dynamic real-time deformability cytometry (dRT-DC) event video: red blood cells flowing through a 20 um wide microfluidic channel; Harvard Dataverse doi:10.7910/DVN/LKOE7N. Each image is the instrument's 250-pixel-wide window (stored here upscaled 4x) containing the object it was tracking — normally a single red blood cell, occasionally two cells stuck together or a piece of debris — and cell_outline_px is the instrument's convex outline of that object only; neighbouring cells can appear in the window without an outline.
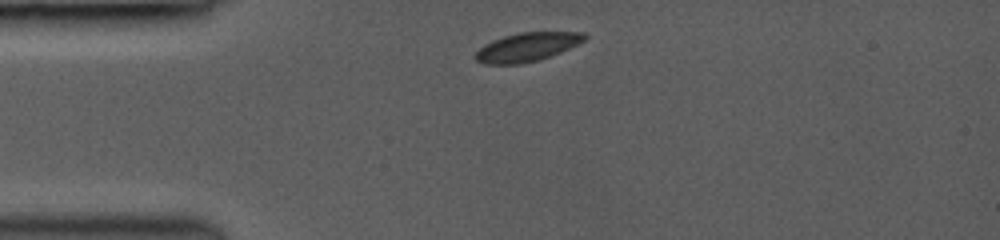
{"species": "common noctule bat (a hibernating species)", "species_latin": "Nyctalus noctula", "temperature_condition": "room temperature", "stored_images_in_passage": 5, "camera_frame_rate_fps": 3000, "um_per_image_px": 0.085, "animal": {"sex": "female", "body_mass_g": 19.0, "forearm_length_mm": 53.3}, "frame": {"image": 1, "passage_image": 1, "time_ms": 0.0, "image_size_px": [1000, 240], "cell_outline_px": [[588, 36], [584, 40], [560, 52], [536, 60], [520, 64], [484, 64], [476, 60], [472, 56], [484, 44], [492, 40], [504, 36], [520, 32], [584, 32]], "centroid_in_image_um": [44.75, 3.99], "position_along_channel_um": 40.3, "area_um2": 18.09}}
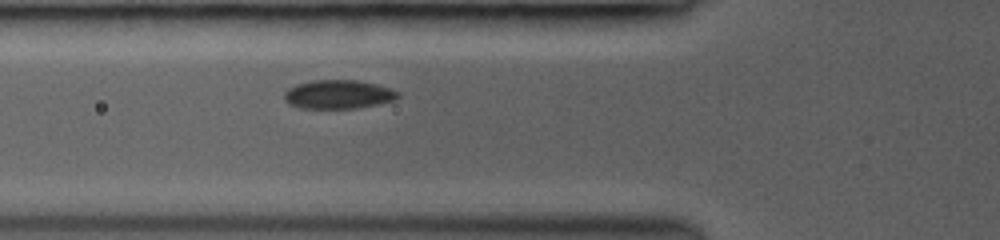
{"frame": {"image": 2, "passage_image": 5, "time_ms": 2.0, "image_size_px": [1000, 240], "cell_outline_px": [[400, 96], [396, 100], [356, 108], [300, 108], [288, 104], [284, 100], [284, 92], [288, 88], [296, 84], [312, 80], [360, 80], [376, 84], [388, 88], [396, 92]], "centroid_in_image_um": [28.71, 8.02], "position_along_channel_um": 97.1, "area_um2": 19.07}}